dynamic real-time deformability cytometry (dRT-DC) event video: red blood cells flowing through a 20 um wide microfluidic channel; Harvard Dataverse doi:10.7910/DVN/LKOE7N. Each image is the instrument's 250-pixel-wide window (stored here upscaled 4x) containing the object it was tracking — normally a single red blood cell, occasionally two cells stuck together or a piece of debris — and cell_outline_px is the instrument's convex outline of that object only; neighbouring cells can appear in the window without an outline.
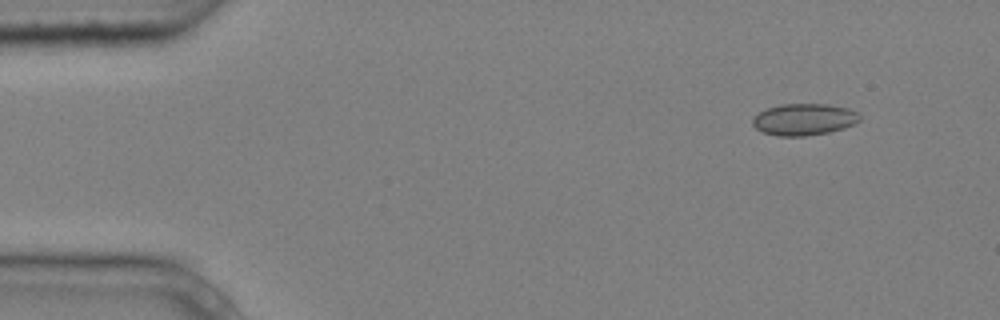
{"species": "common noctule bat (a hibernating species)", "species_latin": "Nyctalus noctula", "temperature_condition": "cold", "stored_images_in_passage": 4, "camera_frame_rate_fps": 3000, "um_per_image_px": 0.085, "animal": {"sex": "male", "body_mass_g": 20.4}, "frame": {"image": 1, "passage_image": 1, "time_ms": 0.0, "image_size_px": [1000, 320], "cell_outline_px": [[860, 120], [856, 124], [844, 128], [828, 132], [804, 136], [776, 136], [764, 132], [756, 128], [752, 124], [752, 116], [764, 108], [780, 104], [828, 104], [848, 108], [856, 112], [860, 116]], "centroid_in_image_um": [68.31, 10.14], "position_along_channel_um": 16.7, "area_um2": 20.0}}
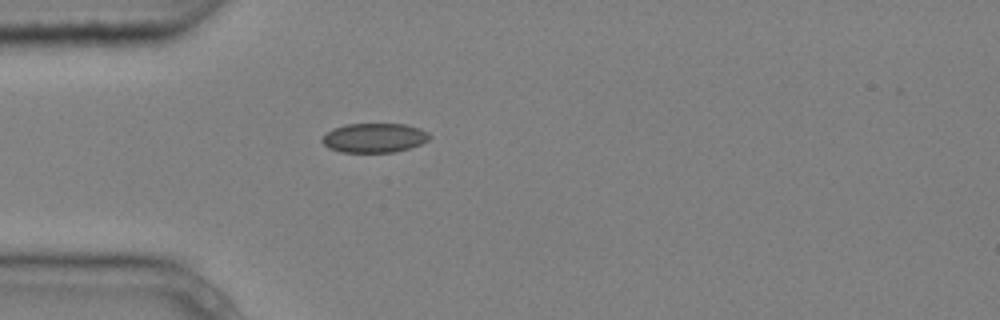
{"frame": {"image": 2, "passage_image": 4, "time_ms": 1.0, "image_size_px": [1000, 320], "cell_outline_px": [[432, 136], [428, 140], [420, 144], [408, 148], [392, 152], [340, 152], [328, 148], [320, 140], [332, 128], [344, 124], [404, 124], [420, 128], [428, 132]], "centroid_in_image_um": [31.8, 11.71], "position_along_channel_um": 53.2, "area_um2": 18.38}}